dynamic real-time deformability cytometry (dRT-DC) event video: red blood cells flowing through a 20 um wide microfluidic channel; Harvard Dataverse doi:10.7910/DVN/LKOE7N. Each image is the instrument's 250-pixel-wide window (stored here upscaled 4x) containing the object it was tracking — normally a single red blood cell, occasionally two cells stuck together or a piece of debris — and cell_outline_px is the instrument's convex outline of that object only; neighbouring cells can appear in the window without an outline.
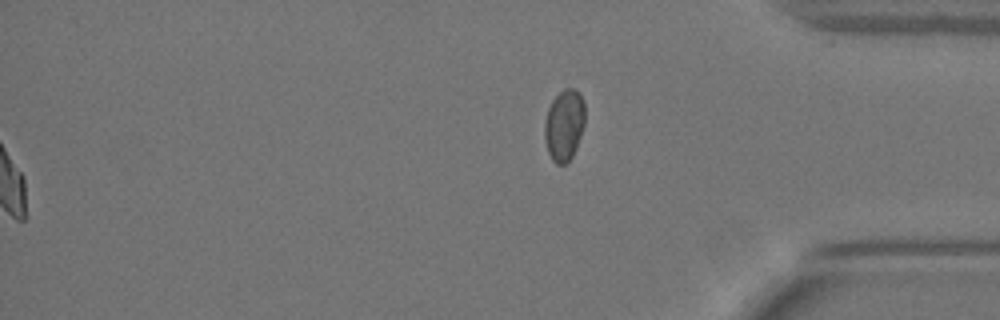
{"species": "Egyptian fruit bat (a non-hibernating species)", "species_latin": "Rousettus aegyptiacus", "temperature_condition": "warm", "stored_images_in_passage": 50, "segment_of_instrument_passage": [2, 2], "camera_frame_rate_fps": 3000, "um_per_image_px": 0.085, "animal": {"sex": "female"}, "frame": {"image": 1, "passage_image": 50, "time_ms": 16.333, "image_size_px": [1000, 320], "cell_outline_px": [[584, 124], [576, 148], [572, 156], [564, 164], [556, 164], [552, 160], [548, 152], [544, 140], [544, 124], [548, 108], [552, 100], [564, 88], [572, 88], [580, 92], [584, 100]], "centroid_in_image_um": [47.95, 10.61], "position_along_channel_um": 387.3, "area_um2": 16.82}}